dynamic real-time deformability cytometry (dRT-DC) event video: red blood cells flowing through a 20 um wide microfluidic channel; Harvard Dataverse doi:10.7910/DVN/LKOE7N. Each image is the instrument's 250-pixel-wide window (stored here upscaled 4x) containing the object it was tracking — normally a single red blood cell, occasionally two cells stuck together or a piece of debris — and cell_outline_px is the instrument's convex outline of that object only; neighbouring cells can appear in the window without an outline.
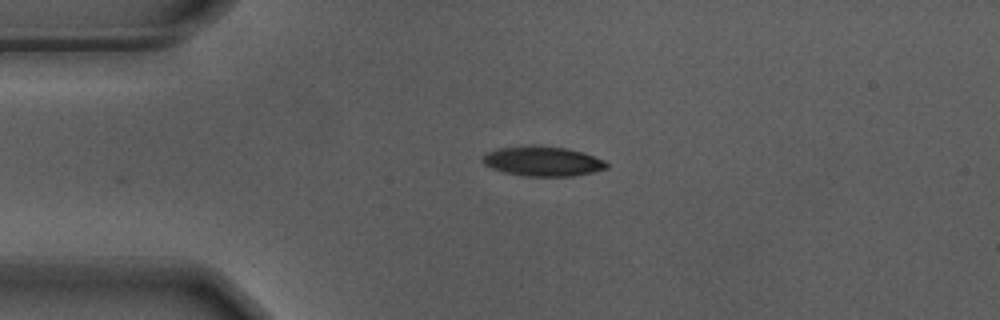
{"species": "Egyptian fruit bat (a non-hibernating species)", "species_latin": "Rousettus aegyptiacus", "temperature_condition": "warm", "stored_images_in_passage": 31, "camera_frame_rate_fps": 3000, "um_per_image_px": 0.085, "animal": {"sex": "male"}, "frame": {"image": 1, "passage_image": 1, "time_ms": 0.0, "image_size_px": [1000, 320], "cell_outline_px": [[608, 168], [592, 172], [572, 176], [528, 176], [504, 172], [492, 168], [484, 164], [480, 160], [488, 152], [496, 148], [528, 144], [536, 144], [564, 148], [584, 152], [604, 160], [608, 164]], "centroid_in_image_um": [46.11, 13.68], "position_along_channel_um": 38.9, "area_um2": 21.73}}
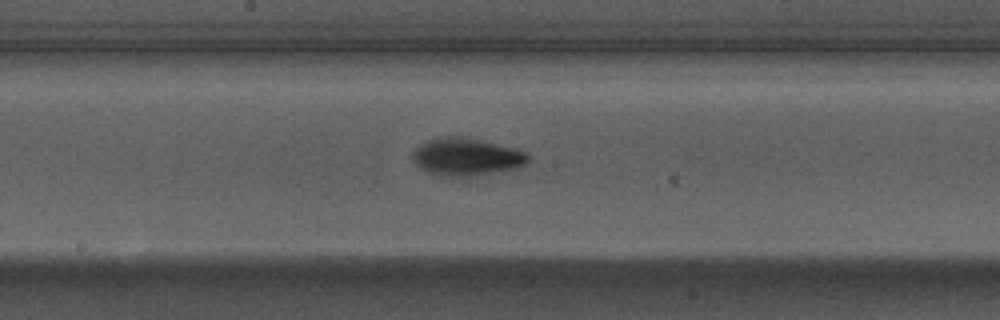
{"frame": {"image": 2, "passage_image": 17, "time_ms": 5.333, "image_size_px": [1000, 320], "cell_outline_px": [[532, 156], [520, 168], [468, 176], [440, 176], [428, 172], [420, 168], [412, 160], [412, 152], [420, 144], [428, 140], [440, 136], [452, 136], [476, 140], [520, 148]], "centroid_in_image_um": [39.66, 13.33], "position_along_channel_um": 208.5, "area_um2": 25.26}}
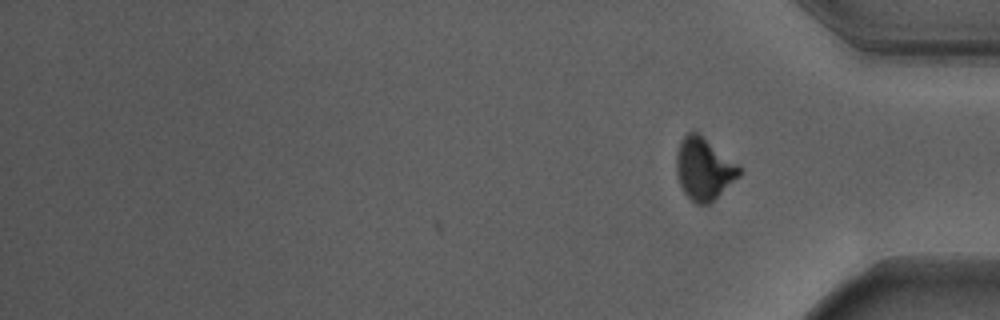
{"frame": {"image": 3, "passage_image": 31, "time_ms": 10.0, "image_size_px": [1000, 320], "cell_outline_px": [[744, 172], [740, 176], [708, 204], [696, 204], [684, 192], [680, 184], [676, 172], [676, 152], [680, 140], [688, 132], [696, 132], [744, 168]], "centroid_in_image_um": [59.84, 14.35], "position_along_channel_um": 375.4, "area_um2": 22.66}, "authors_computed_cell_mechanics": {"area_um2": 23.12, "velocity_mm_per_s": 3.7065, "shape_relaxation_time_tau1_ms": 2.972, "shape_relaxation_time_tau2_ms": 3.9412, "deformation_change_tau1": 0.1653, "deformation_change_tau2": 0.0948}}